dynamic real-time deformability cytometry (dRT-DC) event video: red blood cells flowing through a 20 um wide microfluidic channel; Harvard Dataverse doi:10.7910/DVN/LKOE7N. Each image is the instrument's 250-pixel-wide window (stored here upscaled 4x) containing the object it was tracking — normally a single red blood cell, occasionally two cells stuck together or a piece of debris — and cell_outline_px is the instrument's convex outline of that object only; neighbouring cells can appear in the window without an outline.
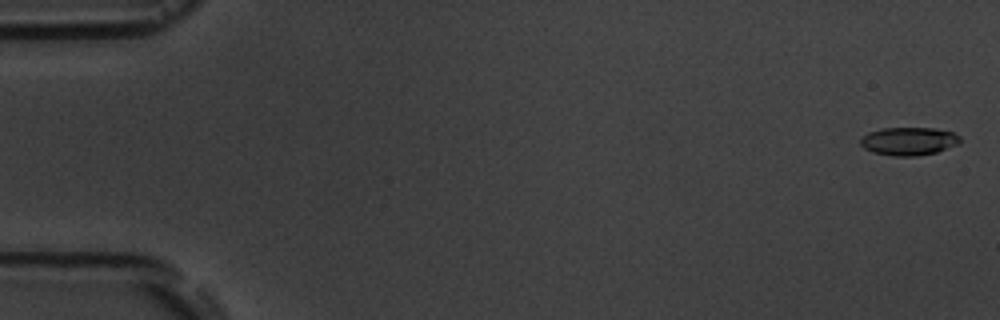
{"species": "common noctule bat (a hibernating species)", "species_latin": "Nyctalus noctula", "temperature_condition": "room temperature", "stored_images_in_passage": 7, "camera_frame_rate_fps": 3000, "um_per_image_px": 0.085, "animal": {"sex": "male", "body_mass_g": 19.5, "forearm_length_mm": 54.6}, "frame": {"image": 1, "passage_image": 1, "time_ms": 0.0, "image_size_px": [1000, 320], "cell_outline_px": [[960, 144], [936, 152], [916, 156], [892, 156], [872, 152], [864, 148], [860, 144], [860, 140], [868, 132], [884, 128], [932, 128], [952, 132], [960, 136]], "centroid_in_image_um": [77.25, 12.01], "position_along_channel_um": 7.8, "area_um2": 16.3}}
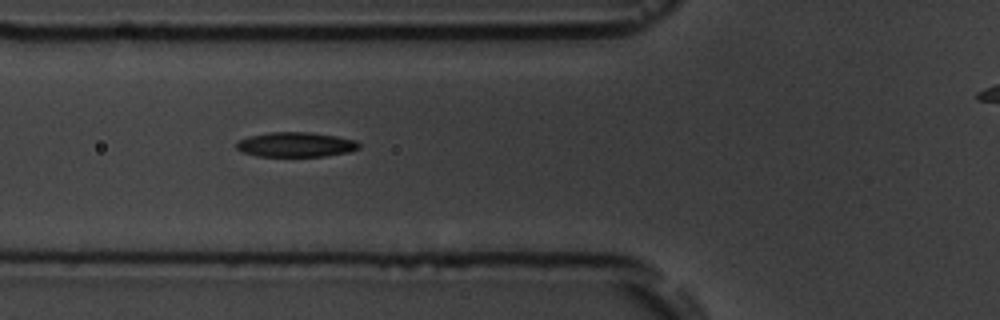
{"frame": {"image": 2, "passage_image": 7, "time_ms": 6.667, "image_size_px": [1000, 320], "cell_outline_px": [[360, 148], [348, 152], [324, 156], [256, 156], [244, 152], [236, 148], [236, 144], [240, 140], [248, 136], [268, 132], [312, 132], [336, 136], [356, 140], [360, 144]], "centroid_in_image_um": [25.15, 12.28], "position_along_channel_um": 100.6, "area_um2": 17.69}}